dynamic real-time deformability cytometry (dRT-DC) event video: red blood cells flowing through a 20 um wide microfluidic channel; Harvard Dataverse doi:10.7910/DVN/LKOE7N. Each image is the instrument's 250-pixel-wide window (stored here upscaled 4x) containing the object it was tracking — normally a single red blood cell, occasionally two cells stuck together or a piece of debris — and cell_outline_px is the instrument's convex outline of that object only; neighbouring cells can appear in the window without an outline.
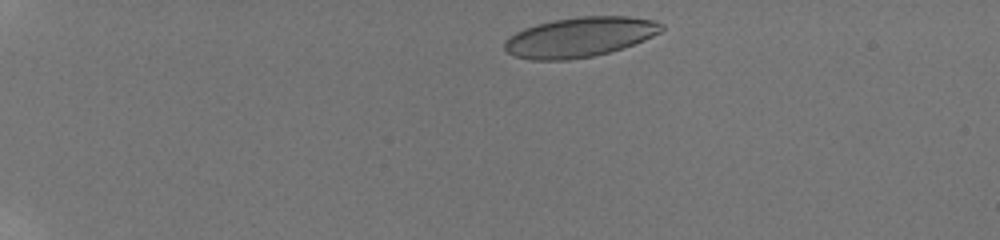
{"species": "human", "species_latin": "Homo sapiens", "temperature_condition": "room temperature", "stored_images_in_passage": 19, "camera_frame_rate_fps": 3000, "um_per_image_px": 0.085, "donor": {"sex": "male"}, "frame": {"image": 1, "passage_image": 2, "time_ms": 0.667, "image_size_px": [1000, 240], "cell_outline_px": [[664, 28], [660, 32], [644, 40], [608, 52], [592, 56], [568, 60], [532, 60], [516, 56], [508, 52], [504, 48], [504, 40], [508, 36], [524, 28], [536, 24], [556, 20], [580, 16], [628, 16], [656, 20], [664, 24]], "centroid_in_image_um": [49.27, 3.14], "position_along_channel_um": 35.7, "area_um2": 36.36}}
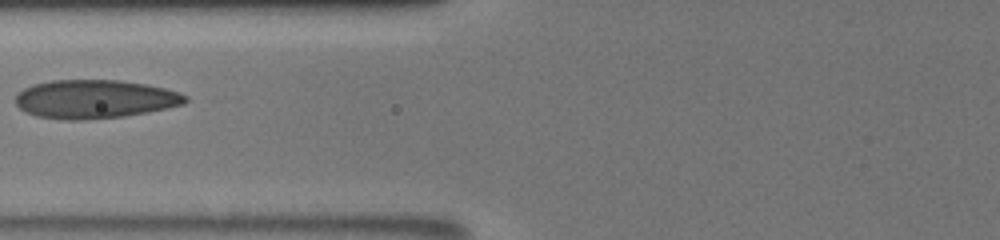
{"frame": {"image": 2, "passage_image": 9, "time_ms": 5.333, "image_size_px": [1000, 240], "cell_outline_px": [[188, 100], [184, 104], [168, 108], [124, 116], [84, 120], [68, 120], [36, 116], [24, 112], [16, 104], [16, 96], [24, 88], [32, 84], [52, 80], [120, 80], [144, 84], [164, 88], [188, 96]], "centroid_in_image_um": [8.04, 8.42], "position_along_channel_um": 117.8, "area_um2": 38.15}}
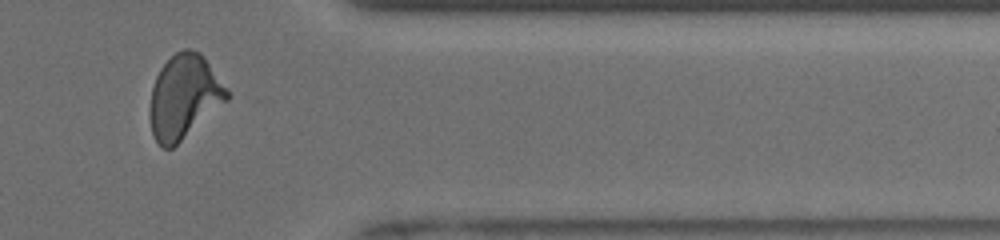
{"frame": {"image": 3, "passage_image": 17, "time_ms": 12.667, "image_size_px": [1000, 240], "cell_outline_px": [[228, 100], [172, 148], [164, 148], [156, 140], [152, 132], [148, 112], [148, 108], [152, 88], [156, 76], [160, 68], [176, 52], [184, 48], [188, 48], [200, 52], [204, 56], [228, 92]], "centroid_in_image_um": [15.61, 8.22], "position_along_channel_um": 395.8, "area_um2": 37.28}, "authors_computed_cell_mechanics": {"area_um2": 36.3562, "velocity_mm_per_s": 3.8939, "shape_relaxation_time_tau1_ms": 7.0506, "shape_relaxation_time_tau2_ms": 0.7568, "deformation_change_tau1": 0.1796, "deformation_change_tau2": 0.0476}}